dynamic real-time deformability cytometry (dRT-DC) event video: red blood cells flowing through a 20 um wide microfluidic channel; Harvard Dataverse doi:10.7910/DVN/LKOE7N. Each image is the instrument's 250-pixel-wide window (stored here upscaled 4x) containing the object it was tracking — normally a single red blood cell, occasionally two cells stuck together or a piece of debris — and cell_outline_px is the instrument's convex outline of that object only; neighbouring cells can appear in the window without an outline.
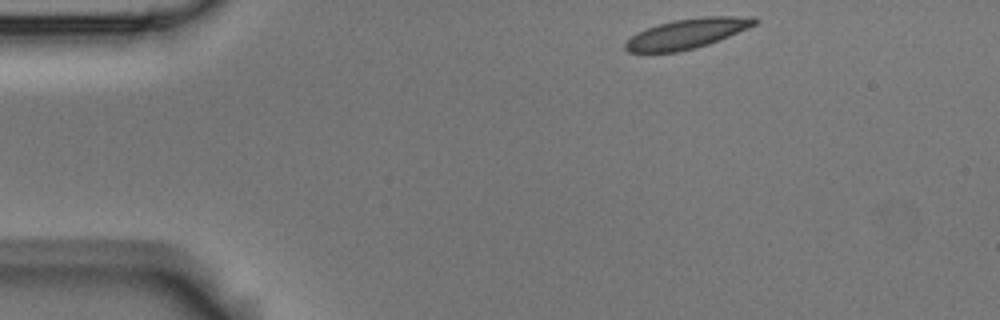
{"species": "Egyptian fruit bat (a non-hibernating species)", "species_latin": "Rousettus aegyptiacus", "temperature_condition": "room temperature", "stored_images_in_passage": 3, "camera_frame_rate_fps": 3000, "um_per_image_px": 0.085, "animal": {"sex": "male"}, "frame": {"image": 1, "passage_image": 1, "time_ms": 0.0, "image_size_px": [1000, 320], "cell_outline_px": [[756, 24], [728, 36], [708, 44], [696, 48], [676, 52], [628, 52], [624, 48], [624, 44], [636, 32], [660, 24], [676, 20], [704, 16], [756, 16]], "centroid_in_image_um": [58.39, 2.85], "position_along_channel_um": 26.6, "area_um2": 22.2}}